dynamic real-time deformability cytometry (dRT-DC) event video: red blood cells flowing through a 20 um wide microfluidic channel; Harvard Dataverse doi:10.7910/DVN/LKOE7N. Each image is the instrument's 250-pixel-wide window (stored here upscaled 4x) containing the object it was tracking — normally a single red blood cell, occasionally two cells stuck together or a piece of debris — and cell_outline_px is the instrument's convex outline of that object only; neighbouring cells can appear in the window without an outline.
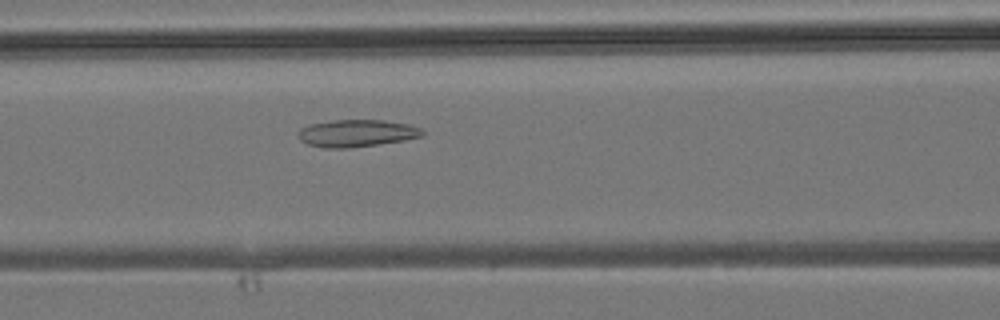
{"species": "common noctule bat (a hibernating species)", "species_latin": "Nyctalus noctula", "temperature_condition": "room temperature", "stored_images_in_passage": 35, "camera_frame_rate_fps": 3000, "um_per_image_px": 0.085, "animal": {"sex": "male", "body_mass_g": 19.2, "forearm_length_mm": 51.8}, "frame": {"image": 1, "passage_image": 9, "time_ms": 2.667, "image_size_px": [1000, 320], "cell_outline_px": [[424, 136], [404, 140], [348, 148], [324, 148], [308, 144], [300, 140], [296, 136], [296, 132], [300, 128], [308, 124], [332, 120], [384, 120], [408, 124], [420, 128], [424, 132]], "centroid_in_image_um": [30.26, 11.32], "position_along_channel_um": 136.3, "area_um2": 19.83}}
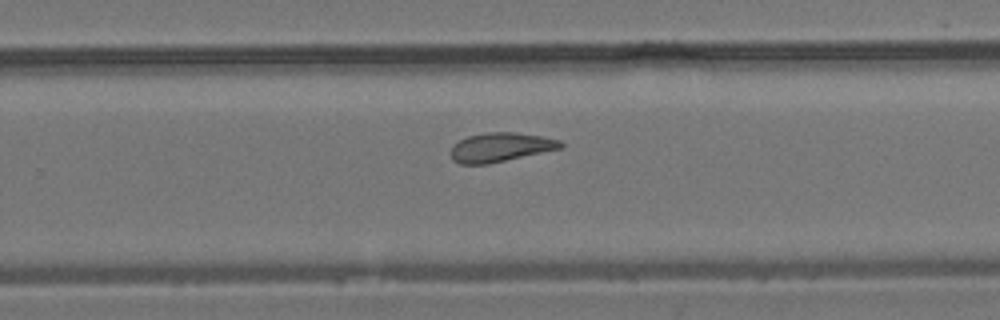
{"frame": {"image": 2, "passage_image": 19, "time_ms": 6.0, "image_size_px": [1000, 320], "cell_outline_px": [[564, 144], [560, 148], [488, 164], [460, 164], [452, 160], [448, 152], [452, 144], [468, 136], [488, 132], [516, 132], [544, 136], [560, 140]], "centroid_in_image_um": [42.48, 12.51], "position_along_channel_um": 287.3, "area_um2": 18.73}}
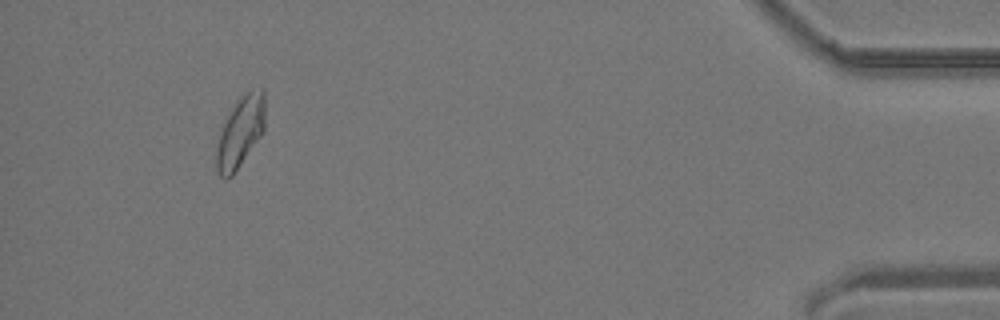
{"frame": {"image": 3, "passage_image": 32, "time_ms": 10.333, "image_size_px": [1000, 320], "cell_outline_px": [[264, 132], [232, 176], [224, 180], [216, 172], [216, 148], [220, 132], [236, 100], [252, 88], [264, 88]], "centroid_in_image_um": [20.43, 11.23], "position_along_channel_um": 414.8, "area_um2": 20.11}}